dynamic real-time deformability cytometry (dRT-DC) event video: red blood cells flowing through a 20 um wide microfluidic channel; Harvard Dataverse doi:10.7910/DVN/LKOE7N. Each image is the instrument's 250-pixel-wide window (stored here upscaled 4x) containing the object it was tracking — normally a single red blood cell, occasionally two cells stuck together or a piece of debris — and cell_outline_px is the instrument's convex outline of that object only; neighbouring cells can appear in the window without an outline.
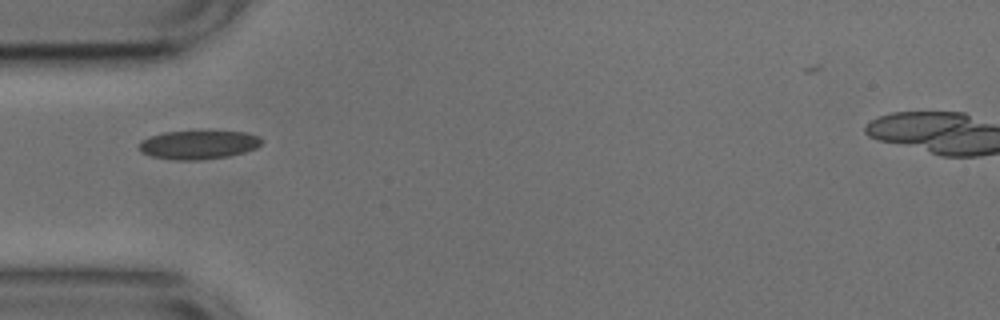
{"species": "common noctule bat (a hibernating species)", "species_latin": "Nyctalus noctula", "temperature_condition": "cold", "stored_images_in_passage": 17, "camera_frame_rate_fps": 3000, "um_per_image_px": 0.085, "animal": {"sex": "male", "body_mass_g": 17.9, "forearm_length_mm": 54.2}, "frame": {"image": 1, "passage_image": 1, "time_ms": 0.0, "image_size_px": [1000, 320], "cell_outline_px": [[264, 140], [256, 148], [244, 152], [228, 156], [200, 160], [176, 160], [152, 156], [140, 152], [140, 140], [148, 136], [164, 132], [248, 132], [260, 136]], "centroid_in_image_um": [16.87, 12.31], "position_along_channel_um": 68.1, "area_um2": 20.4}}
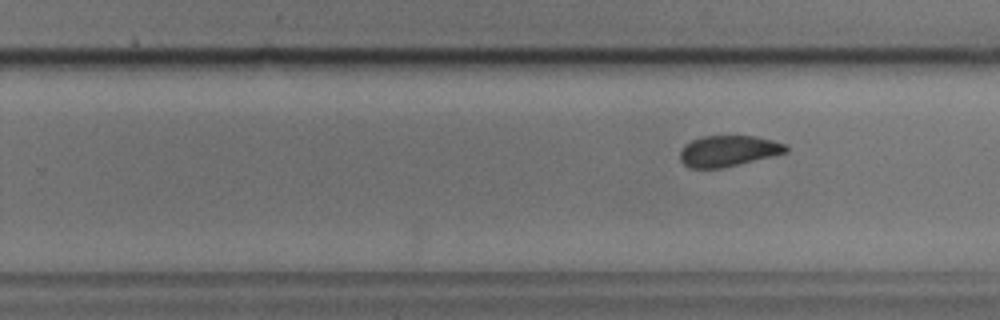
{"frame": {"image": 2, "passage_image": 17, "time_ms": 5.333, "image_size_px": [1000, 320], "cell_outline_px": [[788, 152], [772, 156], [720, 168], [692, 168], [684, 164], [680, 160], [680, 152], [684, 144], [692, 140], [704, 136], [756, 136], [772, 140], [784, 144], [788, 148]], "centroid_in_image_um": [61.89, 12.82], "position_along_channel_um": 267.9, "area_um2": 18.9}}